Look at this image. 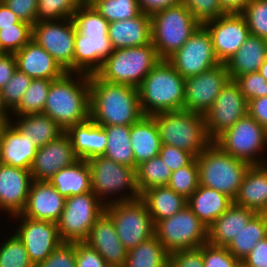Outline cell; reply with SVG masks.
Masks as SVG:
<instances>
[{
	"mask_svg": "<svg viewBox=\"0 0 267 267\" xmlns=\"http://www.w3.org/2000/svg\"><path fill=\"white\" fill-rule=\"evenodd\" d=\"M90 118L98 125H132L143 116L138 88L89 75Z\"/></svg>",
	"mask_w": 267,
	"mask_h": 267,
	"instance_id": "cell-1",
	"label": "cell"
},
{
	"mask_svg": "<svg viewBox=\"0 0 267 267\" xmlns=\"http://www.w3.org/2000/svg\"><path fill=\"white\" fill-rule=\"evenodd\" d=\"M73 74L80 73L66 72L52 80L43 109V114L51 117L64 131L90 118L89 75L81 73L77 81V78L72 79Z\"/></svg>",
	"mask_w": 267,
	"mask_h": 267,
	"instance_id": "cell-2",
	"label": "cell"
},
{
	"mask_svg": "<svg viewBox=\"0 0 267 267\" xmlns=\"http://www.w3.org/2000/svg\"><path fill=\"white\" fill-rule=\"evenodd\" d=\"M184 88L185 78L167 59H160L138 88L143 114L183 110Z\"/></svg>",
	"mask_w": 267,
	"mask_h": 267,
	"instance_id": "cell-3",
	"label": "cell"
},
{
	"mask_svg": "<svg viewBox=\"0 0 267 267\" xmlns=\"http://www.w3.org/2000/svg\"><path fill=\"white\" fill-rule=\"evenodd\" d=\"M151 116L157 124L162 144L175 146L197 157L213 142L207 133L203 114L183 109Z\"/></svg>",
	"mask_w": 267,
	"mask_h": 267,
	"instance_id": "cell-4",
	"label": "cell"
},
{
	"mask_svg": "<svg viewBox=\"0 0 267 267\" xmlns=\"http://www.w3.org/2000/svg\"><path fill=\"white\" fill-rule=\"evenodd\" d=\"M195 158L200 185L224 193L234 200L251 165L225 153L215 142Z\"/></svg>",
	"mask_w": 267,
	"mask_h": 267,
	"instance_id": "cell-5",
	"label": "cell"
},
{
	"mask_svg": "<svg viewBox=\"0 0 267 267\" xmlns=\"http://www.w3.org/2000/svg\"><path fill=\"white\" fill-rule=\"evenodd\" d=\"M160 61L151 43L122 49H113L96 73L102 80L139 88L143 79Z\"/></svg>",
	"mask_w": 267,
	"mask_h": 267,
	"instance_id": "cell-6",
	"label": "cell"
},
{
	"mask_svg": "<svg viewBox=\"0 0 267 267\" xmlns=\"http://www.w3.org/2000/svg\"><path fill=\"white\" fill-rule=\"evenodd\" d=\"M150 16L152 44L160 59H168L201 26L183 3Z\"/></svg>",
	"mask_w": 267,
	"mask_h": 267,
	"instance_id": "cell-7",
	"label": "cell"
},
{
	"mask_svg": "<svg viewBox=\"0 0 267 267\" xmlns=\"http://www.w3.org/2000/svg\"><path fill=\"white\" fill-rule=\"evenodd\" d=\"M113 221L122 245L128 250L155 235V224L141 199L105 204L104 211Z\"/></svg>",
	"mask_w": 267,
	"mask_h": 267,
	"instance_id": "cell-8",
	"label": "cell"
},
{
	"mask_svg": "<svg viewBox=\"0 0 267 267\" xmlns=\"http://www.w3.org/2000/svg\"><path fill=\"white\" fill-rule=\"evenodd\" d=\"M104 211L105 202L93 191L66 198L64 210L57 222L62 241L84 242Z\"/></svg>",
	"mask_w": 267,
	"mask_h": 267,
	"instance_id": "cell-9",
	"label": "cell"
},
{
	"mask_svg": "<svg viewBox=\"0 0 267 267\" xmlns=\"http://www.w3.org/2000/svg\"><path fill=\"white\" fill-rule=\"evenodd\" d=\"M155 236L172 253L199 248L207 243L208 228L186 205L173 216L158 221L155 224Z\"/></svg>",
	"mask_w": 267,
	"mask_h": 267,
	"instance_id": "cell-10",
	"label": "cell"
},
{
	"mask_svg": "<svg viewBox=\"0 0 267 267\" xmlns=\"http://www.w3.org/2000/svg\"><path fill=\"white\" fill-rule=\"evenodd\" d=\"M213 142L225 153L252 165H264L256 159L257 153L267 145V130L249 114L240 118Z\"/></svg>",
	"mask_w": 267,
	"mask_h": 267,
	"instance_id": "cell-11",
	"label": "cell"
},
{
	"mask_svg": "<svg viewBox=\"0 0 267 267\" xmlns=\"http://www.w3.org/2000/svg\"><path fill=\"white\" fill-rule=\"evenodd\" d=\"M91 169L92 191L102 201V196L120 192L129 188L131 195L111 200L132 201L141 198L136 185V169L114 162L102 156H95L87 160Z\"/></svg>",
	"mask_w": 267,
	"mask_h": 267,
	"instance_id": "cell-12",
	"label": "cell"
},
{
	"mask_svg": "<svg viewBox=\"0 0 267 267\" xmlns=\"http://www.w3.org/2000/svg\"><path fill=\"white\" fill-rule=\"evenodd\" d=\"M75 35L76 26L73 19L66 18L60 22L58 20L36 22L33 25L32 39L42 46L66 72L73 73Z\"/></svg>",
	"mask_w": 267,
	"mask_h": 267,
	"instance_id": "cell-13",
	"label": "cell"
},
{
	"mask_svg": "<svg viewBox=\"0 0 267 267\" xmlns=\"http://www.w3.org/2000/svg\"><path fill=\"white\" fill-rule=\"evenodd\" d=\"M167 60L185 79L221 64L215 55L211 35L203 25Z\"/></svg>",
	"mask_w": 267,
	"mask_h": 267,
	"instance_id": "cell-14",
	"label": "cell"
},
{
	"mask_svg": "<svg viewBox=\"0 0 267 267\" xmlns=\"http://www.w3.org/2000/svg\"><path fill=\"white\" fill-rule=\"evenodd\" d=\"M247 114L248 101L239 85L234 80H230L204 115L209 137L214 141Z\"/></svg>",
	"mask_w": 267,
	"mask_h": 267,
	"instance_id": "cell-15",
	"label": "cell"
},
{
	"mask_svg": "<svg viewBox=\"0 0 267 267\" xmlns=\"http://www.w3.org/2000/svg\"><path fill=\"white\" fill-rule=\"evenodd\" d=\"M230 80L225 63L186 78L184 110L205 115Z\"/></svg>",
	"mask_w": 267,
	"mask_h": 267,
	"instance_id": "cell-16",
	"label": "cell"
},
{
	"mask_svg": "<svg viewBox=\"0 0 267 267\" xmlns=\"http://www.w3.org/2000/svg\"><path fill=\"white\" fill-rule=\"evenodd\" d=\"M203 26L211 35L217 59L225 64L250 35L246 19L240 12L226 13Z\"/></svg>",
	"mask_w": 267,
	"mask_h": 267,
	"instance_id": "cell-17",
	"label": "cell"
},
{
	"mask_svg": "<svg viewBox=\"0 0 267 267\" xmlns=\"http://www.w3.org/2000/svg\"><path fill=\"white\" fill-rule=\"evenodd\" d=\"M14 217H20L23 221L15 234L22 241L34 266L44 261L63 243L57 223L33 220L23 216L21 213L14 215Z\"/></svg>",
	"mask_w": 267,
	"mask_h": 267,
	"instance_id": "cell-18",
	"label": "cell"
},
{
	"mask_svg": "<svg viewBox=\"0 0 267 267\" xmlns=\"http://www.w3.org/2000/svg\"><path fill=\"white\" fill-rule=\"evenodd\" d=\"M77 160L70 137L64 131L56 139L37 149L30 168L32 179L48 181L57 171Z\"/></svg>",
	"mask_w": 267,
	"mask_h": 267,
	"instance_id": "cell-19",
	"label": "cell"
},
{
	"mask_svg": "<svg viewBox=\"0 0 267 267\" xmlns=\"http://www.w3.org/2000/svg\"><path fill=\"white\" fill-rule=\"evenodd\" d=\"M32 181L30 170L0 164V209L12 216L20 214L26 206Z\"/></svg>",
	"mask_w": 267,
	"mask_h": 267,
	"instance_id": "cell-20",
	"label": "cell"
},
{
	"mask_svg": "<svg viewBox=\"0 0 267 267\" xmlns=\"http://www.w3.org/2000/svg\"><path fill=\"white\" fill-rule=\"evenodd\" d=\"M63 197L49 181L33 180L21 214L33 220L57 223L65 207Z\"/></svg>",
	"mask_w": 267,
	"mask_h": 267,
	"instance_id": "cell-21",
	"label": "cell"
},
{
	"mask_svg": "<svg viewBox=\"0 0 267 267\" xmlns=\"http://www.w3.org/2000/svg\"><path fill=\"white\" fill-rule=\"evenodd\" d=\"M112 51L108 35H83L76 30L73 73L96 74Z\"/></svg>",
	"mask_w": 267,
	"mask_h": 267,
	"instance_id": "cell-22",
	"label": "cell"
},
{
	"mask_svg": "<svg viewBox=\"0 0 267 267\" xmlns=\"http://www.w3.org/2000/svg\"><path fill=\"white\" fill-rule=\"evenodd\" d=\"M95 249L110 267H123L127 249L120 241L112 219L104 212L94 223L84 241Z\"/></svg>",
	"mask_w": 267,
	"mask_h": 267,
	"instance_id": "cell-23",
	"label": "cell"
},
{
	"mask_svg": "<svg viewBox=\"0 0 267 267\" xmlns=\"http://www.w3.org/2000/svg\"><path fill=\"white\" fill-rule=\"evenodd\" d=\"M37 149L12 122L0 126V164L30 170Z\"/></svg>",
	"mask_w": 267,
	"mask_h": 267,
	"instance_id": "cell-24",
	"label": "cell"
},
{
	"mask_svg": "<svg viewBox=\"0 0 267 267\" xmlns=\"http://www.w3.org/2000/svg\"><path fill=\"white\" fill-rule=\"evenodd\" d=\"M15 56L17 69L32 79L55 80L66 73L60 64L33 39L16 52Z\"/></svg>",
	"mask_w": 267,
	"mask_h": 267,
	"instance_id": "cell-25",
	"label": "cell"
},
{
	"mask_svg": "<svg viewBox=\"0 0 267 267\" xmlns=\"http://www.w3.org/2000/svg\"><path fill=\"white\" fill-rule=\"evenodd\" d=\"M108 37L113 49L147 45L152 42L151 16L141 12L135 18L111 22Z\"/></svg>",
	"mask_w": 267,
	"mask_h": 267,
	"instance_id": "cell-26",
	"label": "cell"
},
{
	"mask_svg": "<svg viewBox=\"0 0 267 267\" xmlns=\"http://www.w3.org/2000/svg\"><path fill=\"white\" fill-rule=\"evenodd\" d=\"M65 132L70 137L74 153L78 159L89 160L105 153L107 134L103 126L96 124L91 118L70 126Z\"/></svg>",
	"mask_w": 267,
	"mask_h": 267,
	"instance_id": "cell-27",
	"label": "cell"
},
{
	"mask_svg": "<svg viewBox=\"0 0 267 267\" xmlns=\"http://www.w3.org/2000/svg\"><path fill=\"white\" fill-rule=\"evenodd\" d=\"M252 165L246 171L233 202L256 213L267 214V165Z\"/></svg>",
	"mask_w": 267,
	"mask_h": 267,
	"instance_id": "cell-28",
	"label": "cell"
},
{
	"mask_svg": "<svg viewBox=\"0 0 267 267\" xmlns=\"http://www.w3.org/2000/svg\"><path fill=\"white\" fill-rule=\"evenodd\" d=\"M130 144L135 158V169L142 162L159 155L162 142L155 119L151 115H144L130 125Z\"/></svg>",
	"mask_w": 267,
	"mask_h": 267,
	"instance_id": "cell-29",
	"label": "cell"
},
{
	"mask_svg": "<svg viewBox=\"0 0 267 267\" xmlns=\"http://www.w3.org/2000/svg\"><path fill=\"white\" fill-rule=\"evenodd\" d=\"M255 214L254 210L233 202L208 228L207 242L214 246L226 247Z\"/></svg>",
	"mask_w": 267,
	"mask_h": 267,
	"instance_id": "cell-30",
	"label": "cell"
},
{
	"mask_svg": "<svg viewBox=\"0 0 267 267\" xmlns=\"http://www.w3.org/2000/svg\"><path fill=\"white\" fill-rule=\"evenodd\" d=\"M267 58V40L249 35L242 46L227 61L226 67L231 80L237 77L258 72Z\"/></svg>",
	"mask_w": 267,
	"mask_h": 267,
	"instance_id": "cell-31",
	"label": "cell"
},
{
	"mask_svg": "<svg viewBox=\"0 0 267 267\" xmlns=\"http://www.w3.org/2000/svg\"><path fill=\"white\" fill-rule=\"evenodd\" d=\"M233 203L226 194L199 185L187 199V205L200 221L209 228Z\"/></svg>",
	"mask_w": 267,
	"mask_h": 267,
	"instance_id": "cell-32",
	"label": "cell"
},
{
	"mask_svg": "<svg viewBox=\"0 0 267 267\" xmlns=\"http://www.w3.org/2000/svg\"><path fill=\"white\" fill-rule=\"evenodd\" d=\"M48 181L65 198L92 191L91 169L87 160L78 159L57 171Z\"/></svg>",
	"mask_w": 267,
	"mask_h": 267,
	"instance_id": "cell-33",
	"label": "cell"
},
{
	"mask_svg": "<svg viewBox=\"0 0 267 267\" xmlns=\"http://www.w3.org/2000/svg\"><path fill=\"white\" fill-rule=\"evenodd\" d=\"M141 199L146 203L154 224L173 216L187 205V199L168 186L148 188L141 194Z\"/></svg>",
	"mask_w": 267,
	"mask_h": 267,
	"instance_id": "cell-34",
	"label": "cell"
},
{
	"mask_svg": "<svg viewBox=\"0 0 267 267\" xmlns=\"http://www.w3.org/2000/svg\"><path fill=\"white\" fill-rule=\"evenodd\" d=\"M14 126L32 140L38 148L56 139L64 132L51 117L43 113L19 116L18 122L14 123Z\"/></svg>",
	"mask_w": 267,
	"mask_h": 267,
	"instance_id": "cell-35",
	"label": "cell"
},
{
	"mask_svg": "<svg viewBox=\"0 0 267 267\" xmlns=\"http://www.w3.org/2000/svg\"><path fill=\"white\" fill-rule=\"evenodd\" d=\"M267 237V214L256 213L246 226L226 246L228 251L241 263L258 241Z\"/></svg>",
	"mask_w": 267,
	"mask_h": 267,
	"instance_id": "cell-36",
	"label": "cell"
},
{
	"mask_svg": "<svg viewBox=\"0 0 267 267\" xmlns=\"http://www.w3.org/2000/svg\"><path fill=\"white\" fill-rule=\"evenodd\" d=\"M170 253L154 235L127 250L123 267H169Z\"/></svg>",
	"mask_w": 267,
	"mask_h": 267,
	"instance_id": "cell-37",
	"label": "cell"
},
{
	"mask_svg": "<svg viewBox=\"0 0 267 267\" xmlns=\"http://www.w3.org/2000/svg\"><path fill=\"white\" fill-rule=\"evenodd\" d=\"M103 128L107 134V146L103 156L135 168V158L130 144V125H111Z\"/></svg>",
	"mask_w": 267,
	"mask_h": 267,
	"instance_id": "cell-38",
	"label": "cell"
},
{
	"mask_svg": "<svg viewBox=\"0 0 267 267\" xmlns=\"http://www.w3.org/2000/svg\"><path fill=\"white\" fill-rule=\"evenodd\" d=\"M170 177L171 170L159 155L142 162L136 169V185L140 194L151 187L167 186Z\"/></svg>",
	"mask_w": 267,
	"mask_h": 267,
	"instance_id": "cell-39",
	"label": "cell"
},
{
	"mask_svg": "<svg viewBox=\"0 0 267 267\" xmlns=\"http://www.w3.org/2000/svg\"><path fill=\"white\" fill-rule=\"evenodd\" d=\"M52 80L32 79L19 105L12 111L16 116L43 113Z\"/></svg>",
	"mask_w": 267,
	"mask_h": 267,
	"instance_id": "cell-40",
	"label": "cell"
},
{
	"mask_svg": "<svg viewBox=\"0 0 267 267\" xmlns=\"http://www.w3.org/2000/svg\"><path fill=\"white\" fill-rule=\"evenodd\" d=\"M108 22L128 20L141 13L137 0H87Z\"/></svg>",
	"mask_w": 267,
	"mask_h": 267,
	"instance_id": "cell-41",
	"label": "cell"
},
{
	"mask_svg": "<svg viewBox=\"0 0 267 267\" xmlns=\"http://www.w3.org/2000/svg\"><path fill=\"white\" fill-rule=\"evenodd\" d=\"M76 30L83 35H108L109 23L86 0L72 17Z\"/></svg>",
	"mask_w": 267,
	"mask_h": 267,
	"instance_id": "cell-42",
	"label": "cell"
},
{
	"mask_svg": "<svg viewBox=\"0 0 267 267\" xmlns=\"http://www.w3.org/2000/svg\"><path fill=\"white\" fill-rule=\"evenodd\" d=\"M86 0H38L37 22L72 18Z\"/></svg>",
	"mask_w": 267,
	"mask_h": 267,
	"instance_id": "cell-43",
	"label": "cell"
},
{
	"mask_svg": "<svg viewBox=\"0 0 267 267\" xmlns=\"http://www.w3.org/2000/svg\"><path fill=\"white\" fill-rule=\"evenodd\" d=\"M33 35V26L20 21L12 26L0 29V52L16 53L22 49Z\"/></svg>",
	"mask_w": 267,
	"mask_h": 267,
	"instance_id": "cell-44",
	"label": "cell"
},
{
	"mask_svg": "<svg viewBox=\"0 0 267 267\" xmlns=\"http://www.w3.org/2000/svg\"><path fill=\"white\" fill-rule=\"evenodd\" d=\"M199 170L196 158L188 165L171 172L168 187L188 199L199 187Z\"/></svg>",
	"mask_w": 267,
	"mask_h": 267,
	"instance_id": "cell-45",
	"label": "cell"
},
{
	"mask_svg": "<svg viewBox=\"0 0 267 267\" xmlns=\"http://www.w3.org/2000/svg\"><path fill=\"white\" fill-rule=\"evenodd\" d=\"M0 267H35L16 234L0 246Z\"/></svg>",
	"mask_w": 267,
	"mask_h": 267,
	"instance_id": "cell-46",
	"label": "cell"
},
{
	"mask_svg": "<svg viewBox=\"0 0 267 267\" xmlns=\"http://www.w3.org/2000/svg\"><path fill=\"white\" fill-rule=\"evenodd\" d=\"M240 13L246 19L250 35L267 40V0H250Z\"/></svg>",
	"mask_w": 267,
	"mask_h": 267,
	"instance_id": "cell-47",
	"label": "cell"
},
{
	"mask_svg": "<svg viewBox=\"0 0 267 267\" xmlns=\"http://www.w3.org/2000/svg\"><path fill=\"white\" fill-rule=\"evenodd\" d=\"M31 81V77L16 69L11 79L1 89L4 103L8 107L7 111H13L19 105Z\"/></svg>",
	"mask_w": 267,
	"mask_h": 267,
	"instance_id": "cell-48",
	"label": "cell"
},
{
	"mask_svg": "<svg viewBox=\"0 0 267 267\" xmlns=\"http://www.w3.org/2000/svg\"><path fill=\"white\" fill-rule=\"evenodd\" d=\"M182 3L190 10L200 25L227 13L222 8L219 0H182Z\"/></svg>",
	"mask_w": 267,
	"mask_h": 267,
	"instance_id": "cell-49",
	"label": "cell"
},
{
	"mask_svg": "<svg viewBox=\"0 0 267 267\" xmlns=\"http://www.w3.org/2000/svg\"><path fill=\"white\" fill-rule=\"evenodd\" d=\"M204 267H241V263L226 247L214 246L208 242L202 245Z\"/></svg>",
	"mask_w": 267,
	"mask_h": 267,
	"instance_id": "cell-50",
	"label": "cell"
},
{
	"mask_svg": "<svg viewBox=\"0 0 267 267\" xmlns=\"http://www.w3.org/2000/svg\"><path fill=\"white\" fill-rule=\"evenodd\" d=\"M247 101L267 96V80L258 72L241 75L234 80Z\"/></svg>",
	"mask_w": 267,
	"mask_h": 267,
	"instance_id": "cell-51",
	"label": "cell"
},
{
	"mask_svg": "<svg viewBox=\"0 0 267 267\" xmlns=\"http://www.w3.org/2000/svg\"><path fill=\"white\" fill-rule=\"evenodd\" d=\"M35 267H76L75 242H63Z\"/></svg>",
	"mask_w": 267,
	"mask_h": 267,
	"instance_id": "cell-52",
	"label": "cell"
},
{
	"mask_svg": "<svg viewBox=\"0 0 267 267\" xmlns=\"http://www.w3.org/2000/svg\"><path fill=\"white\" fill-rule=\"evenodd\" d=\"M159 156L165 161L171 172L188 165L195 158L190 152L165 144H162Z\"/></svg>",
	"mask_w": 267,
	"mask_h": 267,
	"instance_id": "cell-53",
	"label": "cell"
},
{
	"mask_svg": "<svg viewBox=\"0 0 267 267\" xmlns=\"http://www.w3.org/2000/svg\"><path fill=\"white\" fill-rule=\"evenodd\" d=\"M76 267H110L104 258L85 242H75Z\"/></svg>",
	"mask_w": 267,
	"mask_h": 267,
	"instance_id": "cell-54",
	"label": "cell"
},
{
	"mask_svg": "<svg viewBox=\"0 0 267 267\" xmlns=\"http://www.w3.org/2000/svg\"><path fill=\"white\" fill-rule=\"evenodd\" d=\"M169 267H204L202 246L170 253Z\"/></svg>",
	"mask_w": 267,
	"mask_h": 267,
	"instance_id": "cell-55",
	"label": "cell"
},
{
	"mask_svg": "<svg viewBox=\"0 0 267 267\" xmlns=\"http://www.w3.org/2000/svg\"><path fill=\"white\" fill-rule=\"evenodd\" d=\"M23 22L34 25L37 22L38 0H2Z\"/></svg>",
	"mask_w": 267,
	"mask_h": 267,
	"instance_id": "cell-56",
	"label": "cell"
},
{
	"mask_svg": "<svg viewBox=\"0 0 267 267\" xmlns=\"http://www.w3.org/2000/svg\"><path fill=\"white\" fill-rule=\"evenodd\" d=\"M241 267H267V237L257 242Z\"/></svg>",
	"mask_w": 267,
	"mask_h": 267,
	"instance_id": "cell-57",
	"label": "cell"
},
{
	"mask_svg": "<svg viewBox=\"0 0 267 267\" xmlns=\"http://www.w3.org/2000/svg\"><path fill=\"white\" fill-rule=\"evenodd\" d=\"M17 69L14 53L0 52V90L8 83Z\"/></svg>",
	"mask_w": 267,
	"mask_h": 267,
	"instance_id": "cell-58",
	"label": "cell"
},
{
	"mask_svg": "<svg viewBox=\"0 0 267 267\" xmlns=\"http://www.w3.org/2000/svg\"><path fill=\"white\" fill-rule=\"evenodd\" d=\"M248 114L267 130V96L248 101Z\"/></svg>",
	"mask_w": 267,
	"mask_h": 267,
	"instance_id": "cell-59",
	"label": "cell"
},
{
	"mask_svg": "<svg viewBox=\"0 0 267 267\" xmlns=\"http://www.w3.org/2000/svg\"><path fill=\"white\" fill-rule=\"evenodd\" d=\"M141 12L149 15L182 3V0H137Z\"/></svg>",
	"mask_w": 267,
	"mask_h": 267,
	"instance_id": "cell-60",
	"label": "cell"
},
{
	"mask_svg": "<svg viewBox=\"0 0 267 267\" xmlns=\"http://www.w3.org/2000/svg\"><path fill=\"white\" fill-rule=\"evenodd\" d=\"M20 21L12 10L3 1H0V29L12 26Z\"/></svg>",
	"mask_w": 267,
	"mask_h": 267,
	"instance_id": "cell-61",
	"label": "cell"
},
{
	"mask_svg": "<svg viewBox=\"0 0 267 267\" xmlns=\"http://www.w3.org/2000/svg\"><path fill=\"white\" fill-rule=\"evenodd\" d=\"M250 0H219L222 8L227 12H241Z\"/></svg>",
	"mask_w": 267,
	"mask_h": 267,
	"instance_id": "cell-62",
	"label": "cell"
},
{
	"mask_svg": "<svg viewBox=\"0 0 267 267\" xmlns=\"http://www.w3.org/2000/svg\"><path fill=\"white\" fill-rule=\"evenodd\" d=\"M7 109H8V107L4 103V100L2 97V92L0 90V126L10 123L9 116H7L8 115V113L6 111Z\"/></svg>",
	"mask_w": 267,
	"mask_h": 267,
	"instance_id": "cell-63",
	"label": "cell"
},
{
	"mask_svg": "<svg viewBox=\"0 0 267 267\" xmlns=\"http://www.w3.org/2000/svg\"><path fill=\"white\" fill-rule=\"evenodd\" d=\"M259 73L267 80V58L259 68Z\"/></svg>",
	"mask_w": 267,
	"mask_h": 267,
	"instance_id": "cell-64",
	"label": "cell"
}]
</instances>
